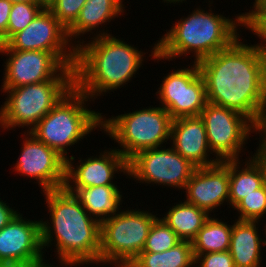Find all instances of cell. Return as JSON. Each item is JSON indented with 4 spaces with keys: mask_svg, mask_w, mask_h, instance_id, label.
<instances>
[{
    "mask_svg": "<svg viewBox=\"0 0 266 267\" xmlns=\"http://www.w3.org/2000/svg\"><path fill=\"white\" fill-rule=\"evenodd\" d=\"M242 40L197 64L207 102L235 110L255 125L266 109V55Z\"/></svg>",
    "mask_w": 266,
    "mask_h": 267,
    "instance_id": "obj_1",
    "label": "cell"
},
{
    "mask_svg": "<svg viewBox=\"0 0 266 267\" xmlns=\"http://www.w3.org/2000/svg\"><path fill=\"white\" fill-rule=\"evenodd\" d=\"M50 220L41 221L42 248L54 240L59 263L77 267L98 264L101 224L92 218L65 187L44 191ZM51 222V224L49 223ZM55 237V238H54Z\"/></svg>",
    "mask_w": 266,
    "mask_h": 267,
    "instance_id": "obj_2",
    "label": "cell"
},
{
    "mask_svg": "<svg viewBox=\"0 0 266 267\" xmlns=\"http://www.w3.org/2000/svg\"><path fill=\"white\" fill-rule=\"evenodd\" d=\"M99 32L89 43L81 39L75 45V87L93 101L102 93H110L131 81L146 54L107 31Z\"/></svg>",
    "mask_w": 266,
    "mask_h": 267,
    "instance_id": "obj_3",
    "label": "cell"
},
{
    "mask_svg": "<svg viewBox=\"0 0 266 267\" xmlns=\"http://www.w3.org/2000/svg\"><path fill=\"white\" fill-rule=\"evenodd\" d=\"M196 8L192 14L180 18L171 29L154 44L151 57L154 60L171 61L193 53L194 63L214 55L230 46L240 35L238 27L243 26V16H235V20ZM176 57V58H175Z\"/></svg>",
    "mask_w": 266,
    "mask_h": 267,
    "instance_id": "obj_4",
    "label": "cell"
},
{
    "mask_svg": "<svg viewBox=\"0 0 266 267\" xmlns=\"http://www.w3.org/2000/svg\"><path fill=\"white\" fill-rule=\"evenodd\" d=\"M88 100L74 87L29 132L67 160L69 146L102 128V113L87 109Z\"/></svg>",
    "mask_w": 266,
    "mask_h": 267,
    "instance_id": "obj_5",
    "label": "cell"
},
{
    "mask_svg": "<svg viewBox=\"0 0 266 267\" xmlns=\"http://www.w3.org/2000/svg\"><path fill=\"white\" fill-rule=\"evenodd\" d=\"M102 128L128 161L138 152L159 148L170 139L172 118L162 106L149 107L105 119Z\"/></svg>",
    "mask_w": 266,
    "mask_h": 267,
    "instance_id": "obj_6",
    "label": "cell"
},
{
    "mask_svg": "<svg viewBox=\"0 0 266 267\" xmlns=\"http://www.w3.org/2000/svg\"><path fill=\"white\" fill-rule=\"evenodd\" d=\"M74 87V78H53L16 88H1L8 96L0 108V127L11 130L30 126L27 130L30 131Z\"/></svg>",
    "mask_w": 266,
    "mask_h": 267,
    "instance_id": "obj_7",
    "label": "cell"
},
{
    "mask_svg": "<svg viewBox=\"0 0 266 267\" xmlns=\"http://www.w3.org/2000/svg\"><path fill=\"white\" fill-rule=\"evenodd\" d=\"M153 213L127 209L101 223L99 263L106 265L130 263L143 250Z\"/></svg>",
    "mask_w": 266,
    "mask_h": 267,
    "instance_id": "obj_8",
    "label": "cell"
},
{
    "mask_svg": "<svg viewBox=\"0 0 266 267\" xmlns=\"http://www.w3.org/2000/svg\"><path fill=\"white\" fill-rule=\"evenodd\" d=\"M0 53L8 56L2 88H16L53 78H74L76 53L37 50H0Z\"/></svg>",
    "mask_w": 266,
    "mask_h": 267,
    "instance_id": "obj_9",
    "label": "cell"
},
{
    "mask_svg": "<svg viewBox=\"0 0 266 267\" xmlns=\"http://www.w3.org/2000/svg\"><path fill=\"white\" fill-rule=\"evenodd\" d=\"M209 148L220 161L239 159L255 125L243 114L207 102L201 111Z\"/></svg>",
    "mask_w": 266,
    "mask_h": 267,
    "instance_id": "obj_10",
    "label": "cell"
},
{
    "mask_svg": "<svg viewBox=\"0 0 266 267\" xmlns=\"http://www.w3.org/2000/svg\"><path fill=\"white\" fill-rule=\"evenodd\" d=\"M195 166L172 147L138 152L128 161V176L138 183L158 184L184 190Z\"/></svg>",
    "mask_w": 266,
    "mask_h": 267,
    "instance_id": "obj_11",
    "label": "cell"
},
{
    "mask_svg": "<svg viewBox=\"0 0 266 267\" xmlns=\"http://www.w3.org/2000/svg\"><path fill=\"white\" fill-rule=\"evenodd\" d=\"M169 72L156 92L172 119L200 116L207 104L205 82L197 63Z\"/></svg>",
    "mask_w": 266,
    "mask_h": 267,
    "instance_id": "obj_12",
    "label": "cell"
},
{
    "mask_svg": "<svg viewBox=\"0 0 266 267\" xmlns=\"http://www.w3.org/2000/svg\"><path fill=\"white\" fill-rule=\"evenodd\" d=\"M26 133L23 134L27 137H24L14 171L36 180L43 192L63 188L66 181V159L29 131Z\"/></svg>",
    "mask_w": 266,
    "mask_h": 267,
    "instance_id": "obj_13",
    "label": "cell"
},
{
    "mask_svg": "<svg viewBox=\"0 0 266 267\" xmlns=\"http://www.w3.org/2000/svg\"><path fill=\"white\" fill-rule=\"evenodd\" d=\"M0 50L76 53L75 44L68 39L67 29L48 8H43L25 29L0 45Z\"/></svg>",
    "mask_w": 266,
    "mask_h": 267,
    "instance_id": "obj_14",
    "label": "cell"
},
{
    "mask_svg": "<svg viewBox=\"0 0 266 267\" xmlns=\"http://www.w3.org/2000/svg\"><path fill=\"white\" fill-rule=\"evenodd\" d=\"M75 157L66 160V181L64 187H83L115 185V173L128 175V160L115 148L105 150L99 156L80 159L76 166ZM119 170V171H118ZM74 184V185H72Z\"/></svg>",
    "mask_w": 266,
    "mask_h": 267,
    "instance_id": "obj_15",
    "label": "cell"
},
{
    "mask_svg": "<svg viewBox=\"0 0 266 267\" xmlns=\"http://www.w3.org/2000/svg\"><path fill=\"white\" fill-rule=\"evenodd\" d=\"M185 202L205 210L209 215L216 207L229 203L228 160L195 168L185 188ZM226 201V202H225Z\"/></svg>",
    "mask_w": 266,
    "mask_h": 267,
    "instance_id": "obj_16",
    "label": "cell"
},
{
    "mask_svg": "<svg viewBox=\"0 0 266 267\" xmlns=\"http://www.w3.org/2000/svg\"><path fill=\"white\" fill-rule=\"evenodd\" d=\"M41 240V221L17 214L0 230V264L21 262L44 257Z\"/></svg>",
    "mask_w": 266,
    "mask_h": 267,
    "instance_id": "obj_17",
    "label": "cell"
},
{
    "mask_svg": "<svg viewBox=\"0 0 266 267\" xmlns=\"http://www.w3.org/2000/svg\"><path fill=\"white\" fill-rule=\"evenodd\" d=\"M170 139L172 148L196 168L214 165L220 160L209 159L212 154L200 116L180 117L172 120Z\"/></svg>",
    "mask_w": 266,
    "mask_h": 267,
    "instance_id": "obj_18",
    "label": "cell"
},
{
    "mask_svg": "<svg viewBox=\"0 0 266 267\" xmlns=\"http://www.w3.org/2000/svg\"><path fill=\"white\" fill-rule=\"evenodd\" d=\"M65 188L77 198L87 213L100 224L107 218L119 214L120 207H123L120 206L123 196L117 185Z\"/></svg>",
    "mask_w": 266,
    "mask_h": 267,
    "instance_id": "obj_19",
    "label": "cell"
},
{
    "mask_svg": "<svg viewBox=\"0 0 266 267\" xmlns=\"http://www.w3.org/2000/svg\"><path fill=\"white\" fill-rule=\"evenodd\" d=\"M232 225L229 252L235 267H260L263 239L258 234V221L235 220Z\"/></svg>",
    "mask_w": 266,
    "mask_h": 267,
    "instance_id": "obj_20",
    "label": "cell"
},
{
    "mask_svg": "<svg viewBox=\"0 0 266 267\" xmlns=\"http://www.w3.org/2000/svg\"><path fill=\"white\" fill-rule=\"evenodd\" d=\"M122 0H86L76 22L67 30L69 41L92 32L113 18L123 15L125 6ZM80 35V36H79ZM78 36V37H77ZM76 37V38H75ZM72 38V39H71Z\"/></svg>",
    "mask_w": 266,
    "mask_h": 267,
    "instance_id": "obj_21",
    "label": "cell"
},
{
    "mask_svg": "<svg viewBox=\"0 0 266 267\" xmlns=\"http://www.w3.org/2000/svg\"><path fill=\"white\" fill-rule=\"evenodd\" d=\"M239 160H228L229 205L232 208L246 195L253 193L254 190L264 184L263 170L260 163L254 157L251 156L249 160H245L244 167L239 165Z\"/></svg>",
    "mask_w": 266,
    "mask_h": 267,
    "instance_id": "obj_22",
    "label": "cell"
},
{
    "mask_svg": "<svg viewBox=\"0 0 266 267\" xmlns=\"http://www.w3.org/2000/svg\"><path fill=\"white\" fill-rule=\"evenodd\" d=\"M210 216L205 210L184 201L172 206L162 220L181 241L192 242Z\"/></svg>",
    "mask_w": 266,
    "mask_h": 267,
    "instance_id": "obj_23",
    "label": "cell"
},
{
    "mask_svg": "<svg viewBox=\"0 0 266 267\" xmlns=\"http://www.w3.org/2000/svg\"><path fill=\"white\" fill-rule=\"evenodd\" d=\"M130 264L133 267H194L192 242L180 241L164 252H141Z\"/></svg>",
    "mask_w": 266,
    "mask_h": 267,
    "instance_id": "obj_24",
    "label": "cell"
},
{
    "mask_svg": "<svg viewBox=\"0 0 266 267\" xmlns=\"http://www.w3.org/2000/svg\"><path fill=\"white\" fill-rule=\"evenodd\" d=\"M210 216L192 241L194 255L228 251L232 225Z\"/></svg>",
    "mask_w": 266,
    "mask_h": 267,
    "instance_id": "obj_25",
    "label": "cell"
},
{
    "mask_svg": "<svg viewBox=\"0 0 266 267\" xmlns=\"http://www.w3.org/2000/svg\"><path fill=\"white\" fill-rule=\"evenodd\" d=\"M180 241L177 234L162 218L157 217L150 227L142 252H164L174 247Z\"/></svg>",
    "mask_w": 266,
    "mask_h": 267,
    "instance_id": "obj_26",
    "label": "cell"
},
{
    "mask_svg": "<svg viewBox=\"0 0 266 267\" xmlns=\"http://www.w3.org/2000/svg\"><path fill=\"white\" fill-rule=\"evenodd\" d=\"M239 216L237 220L242 221H258L265 218L266 214V185L263 184L260 188L246 195L235 207Z\"/></svg>",
    "mask_w": 266,
    "mask_h": 267,
    "instance_id": "obj_27",
    "label": "cell"
},
{
    "mask_svg": "<svg viewBox=\"0 0 266 267\" xmlns=\"http://www.w3.org/2000/svg\"><path fill=\"white\" fill-rule=\"evenodd\" d=\"M42 9L43 7L36 2L13 3L7 26V41L25 29Z\"/></svg>",
    "mask_w": 266,
    "mask_h": 267,
    "instance_id": "obj_28",
    "label": "cell"
},
{
    "mask_svg": "<svg viewBox=\"0 0 266 267\" xmlns=\"http://www.w3.org/2000/svg\"><path fill=\"white\" fill-rule=\"evenodd\" d=\"M85 2L86 0H54L48 9L68 30L78 19Z\"/></svg>",
    "mask_w": 266,
    "mask_h": 267,
    "instance_id": "obj_29",
    "label": "cell"
},
{
    "mask_svg": "<svg viewBox=\"0 0 266 267\" xmlns=\"http://www.w3.org/2000/svg\"><path fill=\"white\" fill-rule=\"evenodd\" d=\"M194 256L195 264L197 265L195 267H235L229 250Z\"/></svg>",
    "mask_w": 266,
    "mask_h": 267,
    "instance_id": "obj_30",
    "label": "cell"
},
{
    "mask_svg": "<svg viewBox=\"0 0 266 267\" xmlns=\"http://www.w3.org/2000/svg\"><path fill=\"white\" fill-rule=\"evenodd\" d=\"M243 27L251 30L262 40V43H257L256 47L266 55V16H244Z\"/></svg>",
    "mask_w": 266,
    "mask_h": 267,
    "instance_id": "obj_31",
    "label": "cell"
},
{
    "mask_svg": "<svg viewBox=\"0 0 266 267\" xmlns=\"http://www.w3.org/2000/svg\"><path fill=\"white\" fill-rule=\"evenodd\" d=\"M12 5L8 0H0V45L7 42V26Z\"/></svg>",
    "mask_w": 266,
    "mask_h": 267,
    "instance_id": "obj_32",
    "label": "cell"
},
{
    "mask_svg": "<svg viewBox=\"0 0 266 267\" xmlns=\"http://www.w3.org/2000/svg\"><path fill=\"white\" fill-rule=\"evenodd\" d=\"M258 132L261 138L256 152H266V109L261 113L255 124V133Z\"/></svg>",
    "mask_w": 266,
    "mask_h": 267,
    "instance_id": "obj_33",
    "label": "cell"
},
{
    "mask_svg": "<svg viewBox=\"0 0 266 267\" xmlns=\"http://www.w3.org/2000/svg\"><path fill=\"white\" fill-rule=\"evenodd\" d=\"M18 213L0 198V230L8 225Z\"/></svg>",
    "mask_w": 266,
    "mask_h": 267,
    "instance_id": "obj_34",
    "label": "cell"
},
{
    "mask_svg": "<svg viewBox=\"0 0 266 267\" xmlns=\"http://www.w3.org/2000/svg\"><path fill=\"white\" fill-rule=\"evenodd\" d=\"M45 261L47 260L42 257L41 259L28 261L1 263L0 267H47L49 263H46Z\"/></svg>",
    "mask_w": 266,
    "mask_h": 267,
    "instance_id": "obj_35",
    "label": "cell"
},
{
    "mask_svg": "<svg viewBox=\"0 0 266 267\" xmlns=\"http://www.w3.org/2000/svg\"><path fill=\"white\" fill-rule=\"evenodd\" d=\"M251 11L241 13L244 16H266V0H261L257 5L252 7Z\"/></svg>",
    "mask_w": 266,
    "mask_h": 267,
    "instance_id": "obj_36",
    "label": "cell"
},
{
    "mask_svg": "<svg viewBox=\"0 0 266 267\" xmlns=\"http://www.w3.org/2000/svg\"><path fill=\"white\" fill-rule=\"evenodd\" d=\"M261 165L264 174V184L266 185V152H256L252 155Z\"/></svg>",
    "mask_w": 266,
    "mask_h": 267,
    "instance_id": "obj_37",
    "label": "cell"
},
{
    "mask_svg": "<svg viewBox=\"0 0 266 267\" xmlns=\"http://www.w3.org/2000/svg\"><path fill=\"white\" fill-rule=\"evenodd\" d=\"M36 3L40 4L43 8H48L54 0H35Z\"/></svg>",
    "mask_w": 266,
    "mask_h": 267,
    "instance_id": "obj_38",
    "label": "cell"
},
{
    "mask_svg": "<svg viewBox=\"0 0 266 267\" xmlns=\"http://www.w3.org/2000/svg\"><path fill=\"white\" fill-rule=\"evenodd\" d=\"M11 3H28V2H36L35 0H8Z\"/></svg>",
    "mask_w": 266,
    "mask_h": 267,
    "instance_id": "obj_39",
    "label": "cell"
},
{
    "mask_svg": "<svg viewBox=\"0 0 266 267\" xmlns=\"http://www.w3.org/2000/svg\"><path fill=\"white\" fill-rule=\"evenodd\" d=\"M163 1H164V3L167 2V3H170V4L171 3L176 4V2H177V4H178L180 2L183 3V1H185V0H163Z\"/></svg>",
    "mask_w": 266,
    "mask_h": 267,
    "instance_id": "obj_40",
    "label": "cell"
},
{
    "mask_svg": "<svg viewBox=\"0 0 266 267\" xmlns=\"http://www.w3.org/2000/svg\"><path fill=\"white\" fill-rule=\"evenodd\" d=\"M115 267H133L130 263L116 264Z\"/></svg>",
    "mask_w": 266,
    "mask_h": 267,
    "instance_id": "obj_41",
    "label": "cell"
},
{
    "mask_svg": "<svg viewBox=\"0 0 266 267\" xmlns=\"http://www.w3.org/2000/svg\"><path fill=\"white\" fill-rule=\"evenodd\" d=\"M264 228H265L264 230H265V235H266V226H264ZM263 245L266 246V240L265 239L263 240Z\"/></svg>",
    "mask_w": 266,
    "mask_h": 267,
    "instance_id": "obj_42",
    "label": "cell"
},
{
    "mask_svg": "<svg viewBox=\"0 0 266 267\" xmlns=\"http://www.w3.org/2000/svg\"><path fill=\"white\" fill-rule=\"evenodd\" d=\"M260 1H261V0H255L254 3H253V7H254L255 5H257Z\"/></svg>",
    "mask_w": 266,
    "mask_h": 267,
    "instance_id": "obj_43",
    "label": "cell"
},
{
    "mask_svg": "<svg viewBox=\"0 0 266 267\" xmlns=\"http://www.w3.org/2000/svg\"><path fill=\"white\" fill-rule=\"evenodd\" d=\"M47 267H54V265H53V263H52V265L50 263V265H48ZM56 267H58V266L56 265Z\"/></svg>",
    "mask_w": 266,
    "mask_h": 267,
    "instance_id": "obj_44",
    "label": "cell"
}]
</instances>
